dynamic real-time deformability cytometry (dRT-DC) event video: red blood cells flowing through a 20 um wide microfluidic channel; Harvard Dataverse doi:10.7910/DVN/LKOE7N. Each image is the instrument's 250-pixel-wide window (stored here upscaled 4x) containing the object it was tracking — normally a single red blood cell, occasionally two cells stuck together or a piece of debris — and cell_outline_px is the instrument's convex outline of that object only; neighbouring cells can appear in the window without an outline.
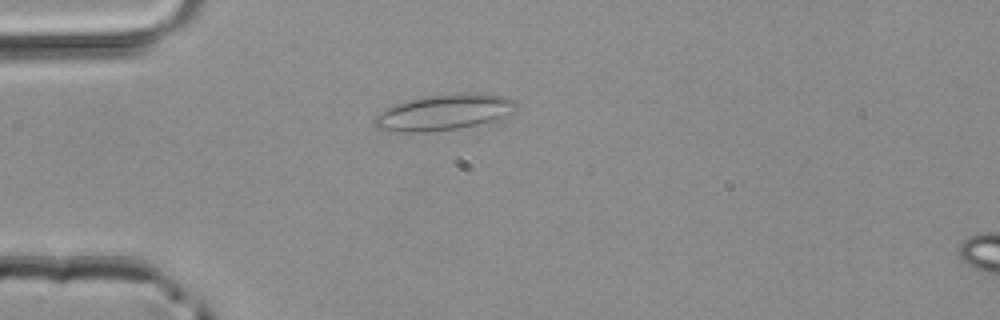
{"species": "common noctule bat (a hibernating species)", "species_latin": "Nyctalus noctula", "temperature_condition": "room temperature", "stored_images_in_passage": 36, "camera_frame_rate_fps": 3000, "um_per_image_px": 0.085, "animal": {"sex": "male", "body_mass_g": 20.4}, "frame": {"image": 1, "passage_image": 2, "time_ms": 0.333, "image_size_px": [1000, 320], "cell_outline_px": [[520, 104], [516, 108], [500, 116], [476, 124], [456, 128], [428, 132], [400, 132], [376, 128], [372, 124], [372, 120], [380, 112], [396, 104], [428, 96], [464, 92], [476, 92], [508, 96], [516, 100]], "centroid_in_image_um": [37.72, 9.53], "position_along_channel_um": 47.3, "area_um2": 29.13}}
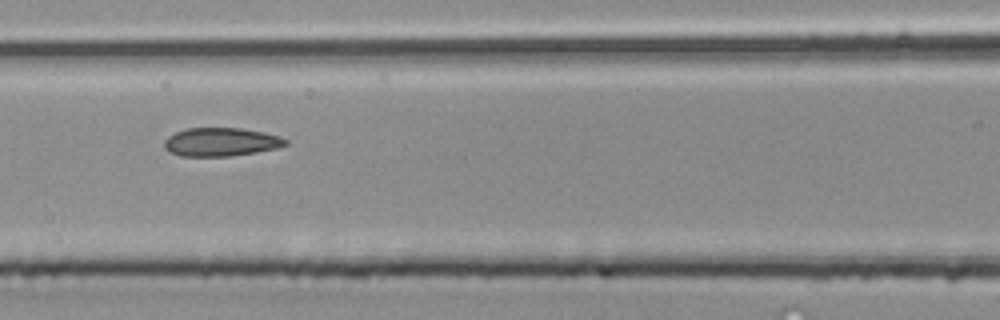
{"frame": {"image": 2, "passage_image": 10, "time_ms": 3.0, "image_size_px": [1000, 320], "cell_outline_px": [[288, 144], [276, 148], [256, 152], [232, 156], [180, 156], [164, 148], [164, 140], [168, 136], [176, 132], [188, 128], [240, 128], [264, 132], [280, 136], [288, 140]], "centroid_in_image_um": [18.79, 12.07], "position_along_channel_um": 147.8, "area_um2": 20.11}}
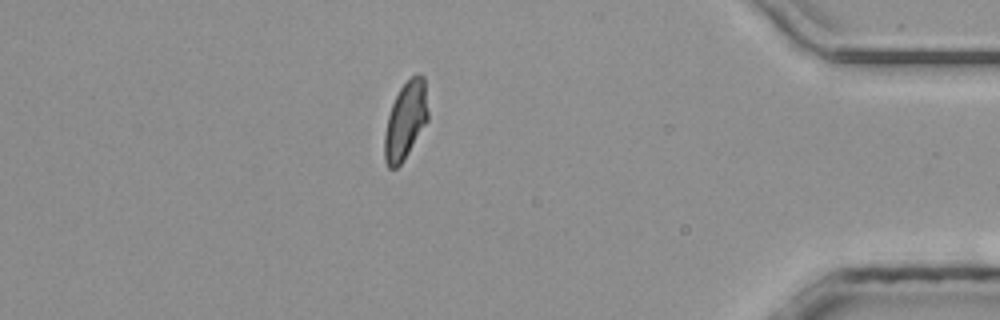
{"frame": {"image": 3, "passage_image": 30, "time_ms": 9.667, "image_size_px": [1000, 320], "cell_outline_px": [[428, 120], [404, 160], [396, 168], [388, 168], [384, 160], [384, 136], [388, 116], [392, 104], [400, 88], [412, 76], [420, 72], [424, 76], [428, 112]], "centroid_in_image_um": [34.47, 10.25], "position_along_channel_um": 400.7, "area_um2": 19.59}}